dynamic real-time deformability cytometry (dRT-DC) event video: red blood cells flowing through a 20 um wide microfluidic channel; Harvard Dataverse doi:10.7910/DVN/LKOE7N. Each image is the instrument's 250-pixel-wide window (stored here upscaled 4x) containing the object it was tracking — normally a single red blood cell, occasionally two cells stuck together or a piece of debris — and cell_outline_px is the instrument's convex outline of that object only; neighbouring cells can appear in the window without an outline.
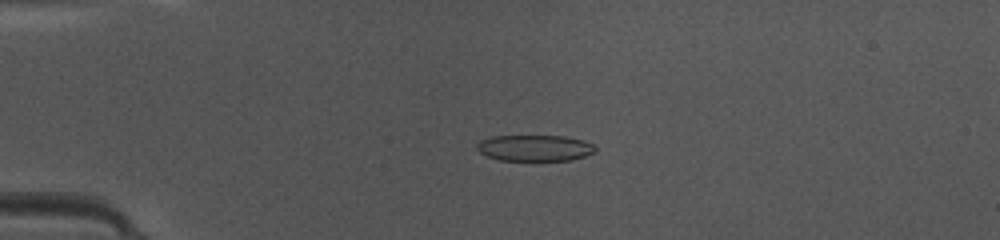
{"species": "common noctule bat (a hibernating species)", "species_latin": "Nyctalus noctula", "temperature_condition": "warm", "stored_images_in_passage": 48, "camera_frame_rate_fps": 3000, "um_per_image_px": 0.085, "animal": {"sex": "female", "body_mass_g": 10.0, "forearm_length_mm": 53.1}, "frame": {"image": 1, "passage_image": 12, "time_ms": 3.667, "image_size_px": [1000, 240], "cell_outline_px": [[596, 148], [592, 152], [584, 156], [572, 160], [500, 160], [488, 156], [480, 152], [476, 148], [476, 144], [480, 140], [492, 136], [564, 136], [584, 140], [592, 144]], "centroid_in_image_um": [45.43, 12.57], "position_along_channel_um": 39.6, "area_um2": 17.92}}
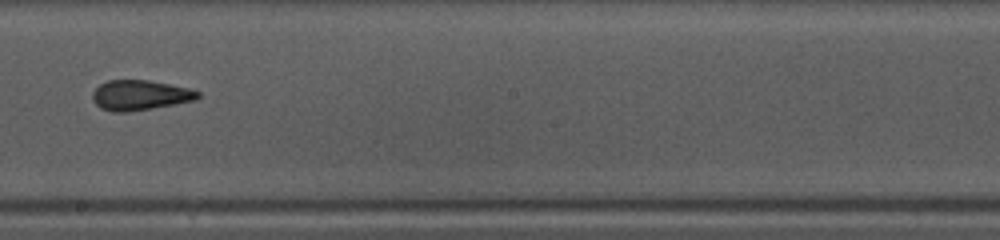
{"frame": {"image": 2, "passage_image": 28, "time_ms": 9.0, "image_size_px": [1000, 240], "cell_outline_px": [[200, 96], [196, 100], [152, 108], [128, 112], [112, 112], [100, 108], [92, 100], [92, 92], [100, 84], [108, 80], [148, 80], [188, 88], [200, 92]], "centroid_in_image_um": [11.87, 8.09], "position_along_channel_um": 236.3, "area_um2": 18.44}}
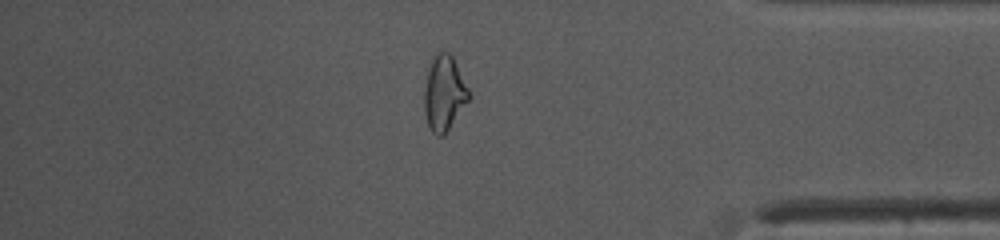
{"frame": {"image": 3, "passage_image": 41, "time_ms": 13.333, "image_size_px": [1000, 240], "cell_outline_px": [[472, 96], [444, 136], [436, 136], [432, 132], [428, 124], [424, 112], [424, 88], [428, 68], [436, 48], [448, 52], [452, 56], [472, 92]], "centroid_in_image_um": [37.77, 7.89], "position_along_channel_um": 397.4, "area_um2": 20.11}, "authors_computed_cell_mechanics": {"area_um2": 18.7561, "velocity_mm_per_s": 4.2316, "shape_relaxation_time_tau1_ms": 5.5794, "shape_relaxation_time_tau2_ms": 2.0782, "deformation_change_tau1": 0.1588, "deformation_change_tau2": 0.079}}